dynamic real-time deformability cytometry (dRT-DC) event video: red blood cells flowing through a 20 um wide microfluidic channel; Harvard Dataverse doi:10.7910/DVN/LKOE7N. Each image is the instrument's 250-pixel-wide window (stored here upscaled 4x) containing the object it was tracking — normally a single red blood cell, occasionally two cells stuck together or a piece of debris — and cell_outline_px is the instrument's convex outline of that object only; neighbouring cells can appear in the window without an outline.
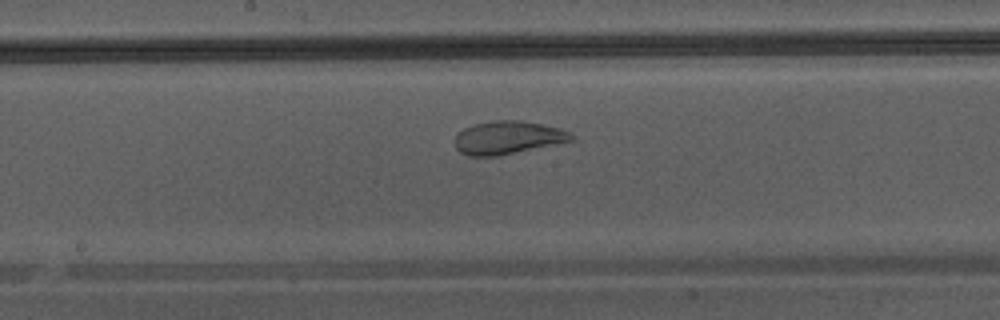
{"species": "Egyptian fruit bat (a non-hibernating species)", "species_latin": "Rousettus aegyptiacus", "temperature_condition": "warm", "stored_images_in_passage": 31, "camera_frame_rate_fps": 3000, "um_per_image_px": 0.085, "animal": {"sex": "male"}, "frame": {"image": 1, "passage_image": 16, "time_ms": 5.0, "image_size_px": [1000, 320], "cell_outline_px": [[576, 140], [496, 156], [468, 156], [460, 152], [456, 148], [456, 136], [464, 128], [476, 124], [492, 120], [520, 120], [560, 128], [568, 132]], "centroid_in_image_um": [43.16, 11.7], "position_along_channel_um": 205.0, "area_um2": 22.2}}
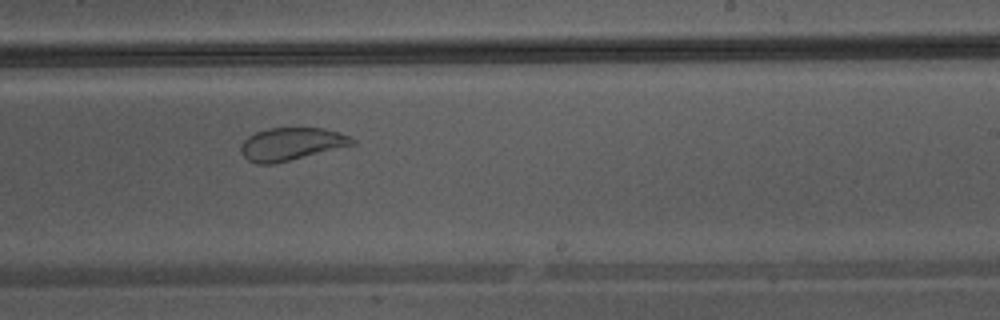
{"frame": {"image": 2, "passage_image": 20, "time_ms": 6.333, "image_size_px": [1000, 320], "cell_outline_px": [[356, 144], [272, 164], [256, 164], [248, 160], [240, 152], [240, 144], [248, 136], [256, 132], [268, 128], [324, 128], [352, 136], [356, 140]], "centroid_in_image_um": [24.76, 12.23], "position_along_channel_um": 264.2, "area_um2": 21.21}}
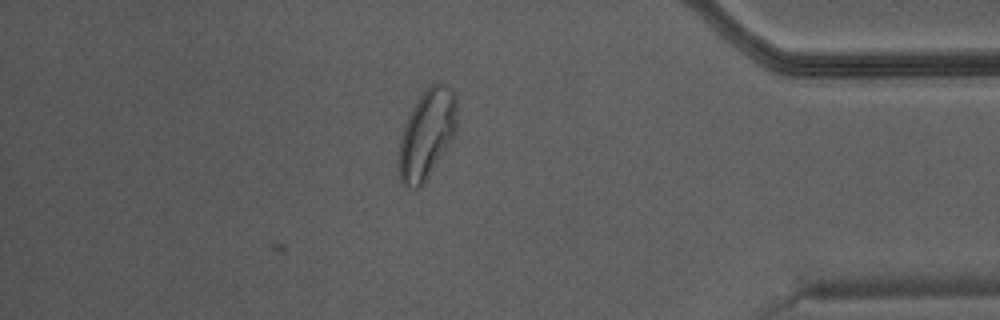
{"frame": {"image": 3, "passage_image": 31, "time_ms": 10.0, "image_size_px": [1000, 320], "cell_outline_px": [[456, 132], [452, 140], [424, 184], [420, 188], [416, 188], [400, 184], [400, 136], [404, 124], [420, 92], [436, 80], [444, 84], [456, 92]], "centroid_in_image_um": [36.3, 11.35], "position_along_channel_um": 398.9, "area_um2": 30.46}}